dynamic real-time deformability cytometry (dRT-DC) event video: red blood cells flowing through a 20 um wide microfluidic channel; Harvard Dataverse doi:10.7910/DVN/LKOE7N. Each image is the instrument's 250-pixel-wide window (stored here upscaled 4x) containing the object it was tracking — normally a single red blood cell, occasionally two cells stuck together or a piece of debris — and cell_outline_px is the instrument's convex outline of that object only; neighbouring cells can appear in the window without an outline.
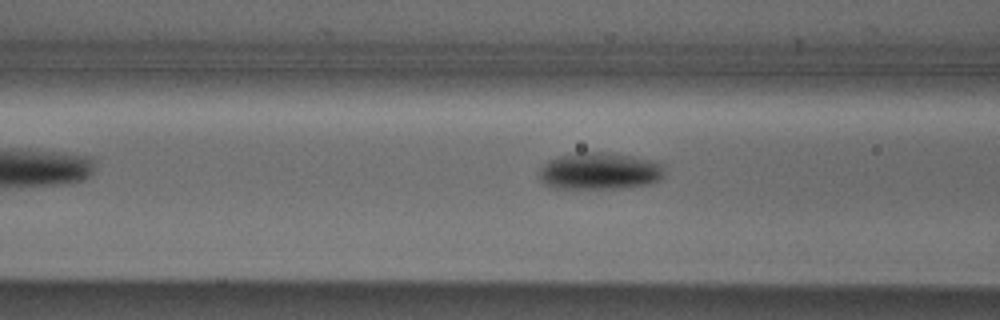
{"species": "Egyptian fruit bat (a non-hibernating species)", "species_latin": "Rousettus aegyptiacus", "temperature_condition": "cold", "stored_images_in_passage": 7, "camera_frame_rate_fps": 3000, "um_per_image_px": 0.085, "animal": {"sex": "male"}, "frame": {"image": 1, "passage_image": 6, "time_ms": 1.667, "image_size_px": [1000, 320], "cell_outline_px": [[664, 176], [660, 180], [652, 184], [620, 188], [556, 188], [544, 184], [540, 180], [536, 172], [548, 160], [556, 156], [584, 152], [604, 152], [632, 156], [652, 160], [664, 164]], "centroid_in_image_um": [50.97, 14.54], "position_along_channel_um": 115.6, "area_um2": 27.4}}
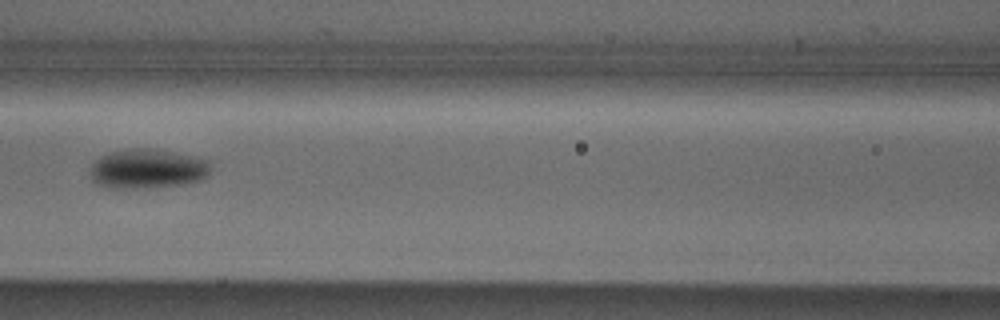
{"frame": {"image": 2, "passage_image": 7, "time_ms": 2.0, "image_size_px": [1000, 320], "cell_outline_px": [[208, 176], [200, 180], [184, 184], [144, 188], [108, 188], [96, 184], [92, 180], [92, 160], [100, 156], [112, 152], [132, 148], [156, 148], [192, 156], [208, 160]], "centroid_in_image_um": [12.5, 14.34], "position_along_channel_um": 154.1, "area_um2": 27.74}}